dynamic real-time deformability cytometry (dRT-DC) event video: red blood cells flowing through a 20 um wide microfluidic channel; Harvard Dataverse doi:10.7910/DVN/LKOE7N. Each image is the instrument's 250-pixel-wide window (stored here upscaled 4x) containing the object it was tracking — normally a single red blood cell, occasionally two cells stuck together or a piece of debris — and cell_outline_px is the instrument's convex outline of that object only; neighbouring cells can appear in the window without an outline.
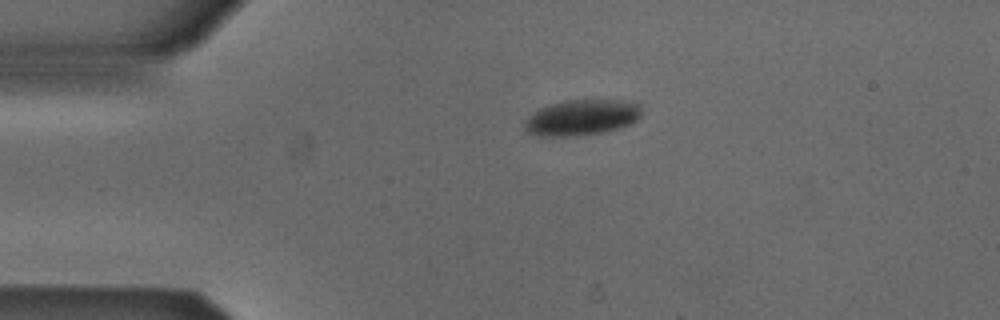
{"species": "Egyptian fruit bat (a non-hibernating species)", "species_latin": "Rousettus aegyptiacus", "temperature_condition": "cold", "stored_images_in_passage": 43, "camera_frame_rate_fps": 3000, "um_per_image_px": 0.085, "animal": {"sex": "male"}, "frame": {"image": 1, "passage_image": 1, "time_ms": 0.0, "image_size_px": [1000, 320], "cell_outline_px": [[640, 116], [636, 120], [628, 124], [616, 128], [600, 132], [576, 136], [540, 136], [528, 132], [524, 128], [524, 120], [532, 112], [540, 108], [564, 100], [624, 100], [640, 104]], "centroid_in_image_um": [49.4, 9.98], "position_along_channel_um": 35.6, "area_um2": 24.16}}
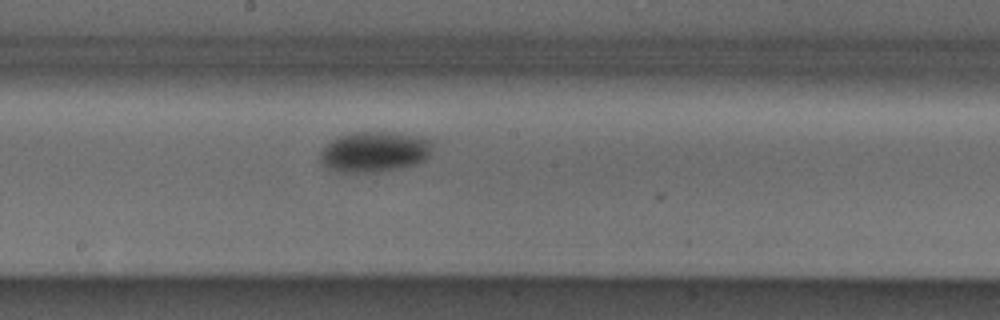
{"frame": {"image": 2, "passage_image": 18, "time_ms": 5.667, "image_size_px": [1000, 320], "cell_outline_px": [[432, 148], [428, 156], [424, 160], [416, 164], [376, 172], [340, 172], [328, 168], [320, 160], [320, 152], [332, 140], [340, 136], [356, 132], [400, 132], [432, 140]], "centroid_in_image_um": [31.85, 12.89], "position_along_channel_um": 216.4, "area_um2": 26.3}}
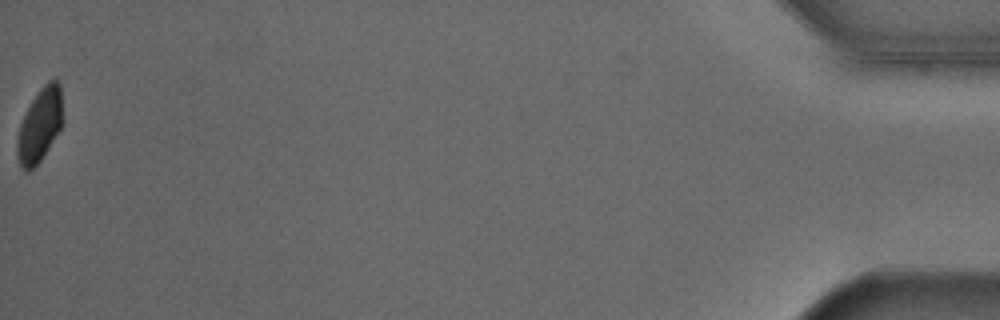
{"frame": {"image": 3, "passage_image": 43, "time_ms": 14.0, "image_size_px": [1000, 320], "cell_outline_px": [[64, 120], [60, 128], [40, 160], [28, 172], [24, 172], [20, 164], [16, 152], [16, 144], [20, 124], [32, 100], [40, 88], [48, 80], [56, 76], [60, 84]], "centroid_in_image_um": [3.4, 10.58], "position_along_channel_um": 431.8, "area_um2": 19.54}, "authors_computed_cell_mechanics": {"area_um2": 25.143, "velocity_mm_per_s": 3.8521, "shape_relaxation_time_tau1_ms": 2.9844, "shape_relaxation_time_tau2_ms": null, "deformation_change_tau1": 0.0622, "deformation_change_tau2": null}}